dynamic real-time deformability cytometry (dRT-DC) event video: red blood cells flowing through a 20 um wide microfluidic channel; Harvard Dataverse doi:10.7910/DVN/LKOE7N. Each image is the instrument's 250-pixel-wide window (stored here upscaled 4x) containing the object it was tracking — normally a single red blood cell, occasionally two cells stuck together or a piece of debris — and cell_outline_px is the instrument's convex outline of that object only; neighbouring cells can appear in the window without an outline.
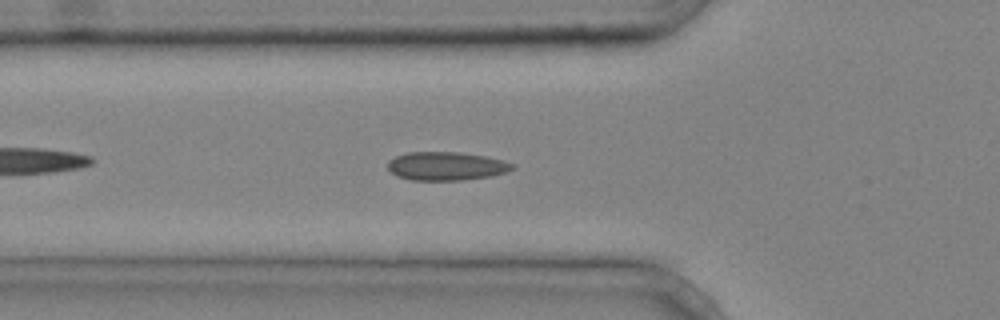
{"species": "common noctule bat (a hibernating species)", "species_latin": "Nyctalus noctula", "temperature_condition": "cold", "stored_images_in_passage": 35, "camera_frame_rate_fps": 3000, "um_per_image_px": 0.085, "animal": {"sex": "male", "body_mass_g": 20.4}, "frame": {"image": 1, "passage_image": 6, "time_ms": 1.667, "image_size_px": [1000, 320], "cell_outline_px": [[516, 168], [508, 172], [492, 176], [460, 180], [412, 180], [396, 176], [388, 168], [388, 160], [396, 156], [408, 152], [460, 152], [484, 156], [504, 160], [516, 164]], "centroid_in_image_um": [37.98, 14.12], "position_along_channel_um": 87.8, "area_um2": 20.87}}
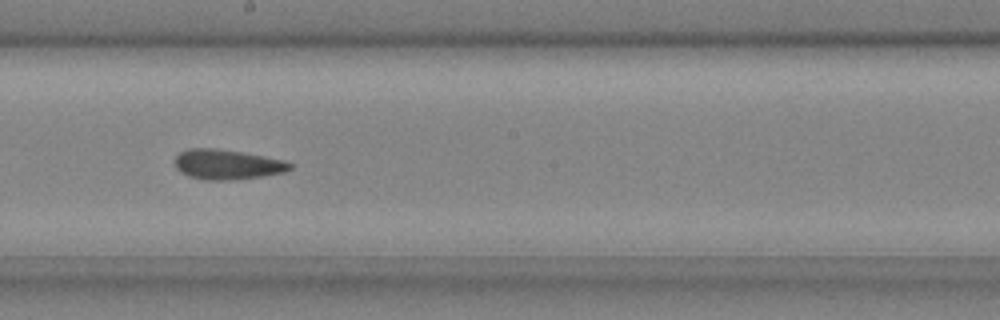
{"frame": {"image": 2, "passage_image": 16, "time_ms": 5.0, "image_size_px": [1000, 320], "cell_outline_px": [[292, 168], [284, 172], [236, 180], [204, 180], [188, 176], [180, 172], [176, 168], [176, 156], [180, 152], [188, 148], [216, 148], [264, 156], [284, 160], [292, 164]], "centroid_in_image_um": [19.29, 13.98], "position_along_channel_um": 228.9, "area_um2": 20.06}, "authors_computed_cell_mechanics": {"area_um2": 20.2878, "velocity_mm_per_s": 4.2233, "shape_relaxation_time_tau1_ms": 9.6153, "shape_relaxation_time_tau2_ms": 2.0925, "deformation_change_tau1": 0.1145, "deformation_change_tau2": 0.0733}}